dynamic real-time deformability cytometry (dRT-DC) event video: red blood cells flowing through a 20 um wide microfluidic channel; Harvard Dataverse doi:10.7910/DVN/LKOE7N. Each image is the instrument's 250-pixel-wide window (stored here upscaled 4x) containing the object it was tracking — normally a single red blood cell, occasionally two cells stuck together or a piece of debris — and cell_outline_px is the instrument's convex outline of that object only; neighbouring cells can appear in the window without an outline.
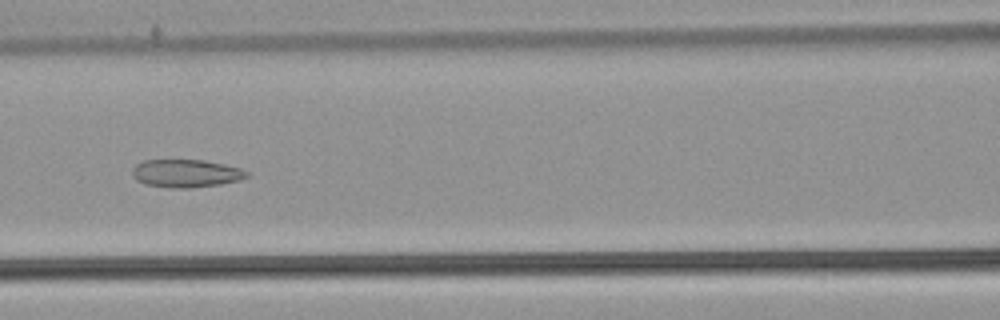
{"species": "common noctule bat (a hibernating species)", "species_latin": "Nyctalus noctula", "temperature_condition": "warm", "stored_images_in_passage": 57, "camera_frame_rate_fps": 3000, "um_per_image_px": 0.085, "animal": {"sex": "male", "body_mass_g": 21.5, "forearm_length_mm": 52.0}, "frame": {"image": 1, "passage_image": 26, "time_ms": 8.333, "image_size_px": [1000, 320], "cell_outline_px": [[248, 176], [240, 180], [220, 184], [188, 188], [172, 188], [144, 184], [136, 180], [132, 176], [132, 168], [136, 164], [144, 160], [204, 160], [224, 164], [240, 168], [248, 172]], "centroid_in_image_um": [15.78, 14.73], "position_along_channel_um": 150.8, "area_um2": 18.67}}
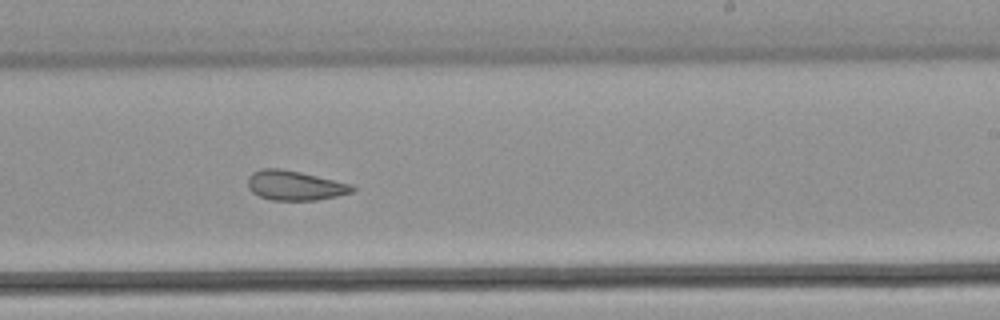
{"frame": {"image": 2, "passage_image": 35, "time_ms": 11.333, "image_size_px": [1000, 320], "cell_outline_px": [[356, 188], [352, 192], [336, 196], [316, 200], [272, 200], [260, 196], [252, 192], [248, 188], [248, 176], [252, 172], [260, 168], [280, 168], [300, 172], [352, 184]], "centroid_in_image_um": [25.04, 15.75], "position_along_channel_um": 264.0, "area_um2": 18.03}}
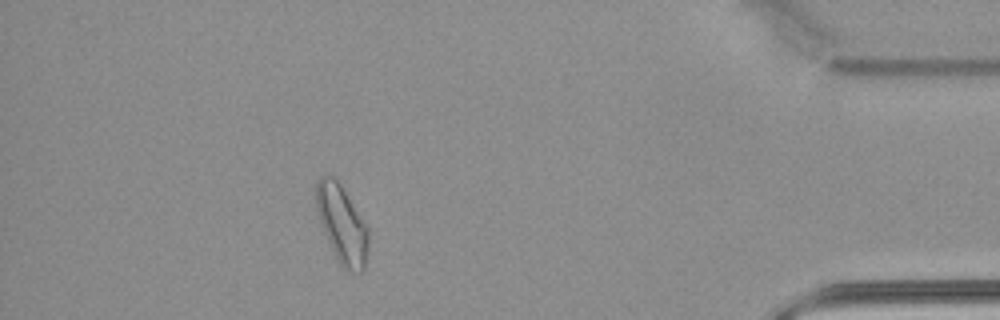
{"frame": {"image": 3, "passage_image": 50, "time_ms": 16.333, "image_size_px": [1000, 320], "cell_outline_px": [[368, 248], [364, 272], [352, 272], [344, 268], [336, 260], [324, 232], [316, 208], [316, 180], [324, 172], [332, 176], [340, 184], [368, 228]], "centroid_in_image_um": [29.05, 19.07], "position_along_channel_um": 406.1, "area_um2": 23.7}}